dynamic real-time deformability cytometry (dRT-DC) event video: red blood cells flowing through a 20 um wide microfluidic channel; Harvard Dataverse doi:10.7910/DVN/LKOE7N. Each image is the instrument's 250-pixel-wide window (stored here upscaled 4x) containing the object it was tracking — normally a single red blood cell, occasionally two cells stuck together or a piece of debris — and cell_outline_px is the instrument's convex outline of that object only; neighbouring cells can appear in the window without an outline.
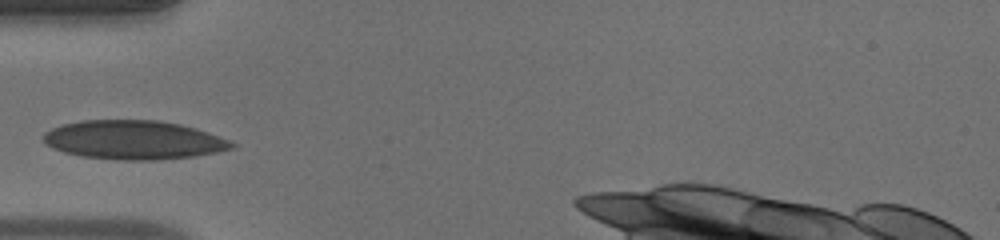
{"species": "human", "species_latin": "Homo sapiens", "temperature_condition": "warm", "stored_images_in_passage": 27, "camera_frame_rate_fps": 3000, "um_per_image_px": 0.085, "donor": {"sex": "male"}, "frame": {"image": 1, "passage_image": 1, "time_ms": 0.0, "image_size_px": [1000, 240], "cell_outline_px": [[236, 144], [232, 148], [192, 156], [156, 160], [116, 160], [80, 156], [64, 152], [48, 144], [44, 140], [44, 132], [52, 128], [64, 124], [84, 120], [156, 120], [180, 124], [228, 140]], "centroid_in_image_um": [11.3, 11.9], "position_along_channel_um": 73.7, "area_um2": 41.96}}
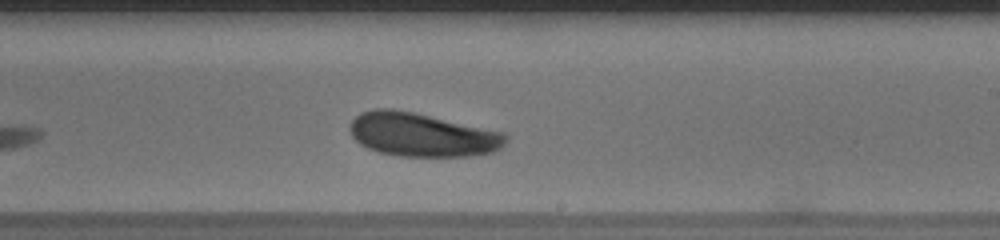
{"frame": {"image": 2, "passage_image": 14, "time_ms": 4.333, "image_size_px": [1000, 240], "cell_outline_px": [[508, 136], [504, 144], [492, 152], [468, 156], [400, 156], [380, 152], [368, 148], [360, 144], [352, 136], [352, 120], [360, 112], [372, 108], [392, 108], [412, 112], [504, 132]], "centroid_in_image_um": [35.86, 11.44], "position_along_channel_um": 253.1, "area_um2": 39.3}}
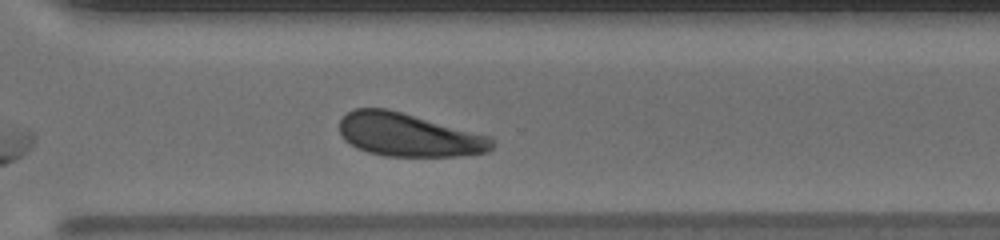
{"frame": {"image": 3, "passage_image": 20, "time_ms": 6.333, "image_size_px": [1000, 240], "cell_outline_px": [[496, 144], [488, 152], [460, 156], [384, 156], [368, 152], [356, 148], [344, 140], [340, 132], [340, 120], [348, 112], [356, 108], [384, 108], [400, 112], [492, 136], [496, 140]], "centroid_in_image_um": [34.78, 11.48], "position_along_channel_um": 335.8, "area_um2": 38.55}}